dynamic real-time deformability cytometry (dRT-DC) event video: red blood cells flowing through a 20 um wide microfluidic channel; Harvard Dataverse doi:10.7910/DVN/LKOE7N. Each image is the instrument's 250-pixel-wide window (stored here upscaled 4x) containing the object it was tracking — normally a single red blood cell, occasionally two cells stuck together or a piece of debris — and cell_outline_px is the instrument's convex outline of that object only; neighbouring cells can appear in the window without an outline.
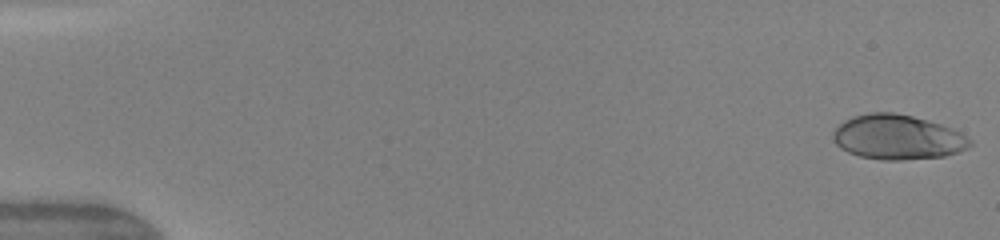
{"species": "human", "species_latin": "Homo sapiens", "temperature_condition": "warm", "stored_images_in_passage": 48, "camera_frame_rate_fps": 3000, "um_per_image_px": 0.085, "donor": {"sex": "female"}, "frame": {"image": 1, "passage_image": 1, "time_ms": 0.0, "image_size_px": [1000, 240], "cell_outline_px": [[972, 144], [968, 148], [944, 156], [900, 160], [880, 160], [860, 156], [848, 152], [840, 148], [836, 144], [832, 136], [832, 132], [844, 120], [852, 116], [872, 112], [892, 112], [912, 116], [928, 120], [952, 128], [960, 132], [972, 140]], "centroid_in_image_um": [76.28, 11.66], "position_along_channel_um": 8.7, "area_um2": 35.72}}
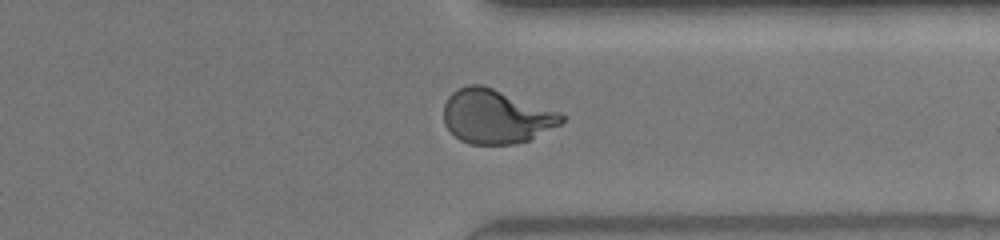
{"frame": {"image": 2, "passage_image": 38, "time_ms": 12.333, "image_size_px": [1000, 240], "cell_outline_px": [[564, 120], [560, 124], [528, 140], [512, 144], [472, 144], [460, 140], [444, 124], [444, 104], [448, 96], [452, 92], [468, 84], [480, 84], [492, 88], [560, 112], [564, 116]], "centroid_in_image_um": [42.14, 9.9], "position_along_channel_um": 369.3, "area_um2": 36.7}}
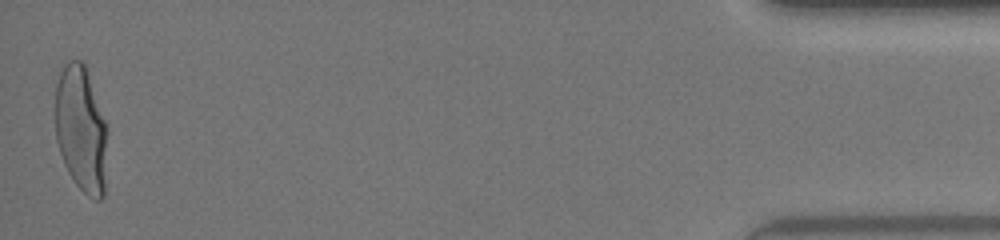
{"frame": {"image": 3, "passage_image": 48, "time_ms": 15.667, "image_size_px": [1000, 240], "cell_outline_px": [[108, 132], [104, 196], [100, 200], [96, 200], [88, 196], [76, 184], [68, 172], [64, 164], [56, 140], [56, 84], [60, 72], [64, 64], [68, 60], [80, 60], [84, 64], [104, 120]], "centroid_in_image_um": [6.9, 11.02], "position_along_channel_um": 428.3, "area_um2": 38.15}, "authors_computed_cell_mechanics": {"area_um2": 36.703, "velocity_mm_per_s": 4.2083, "shape_relaxation_time_tau1_ms": 6.7861, "shape_relaxation_time_tau2_ms": null, "deformation_change_tau1": 0.2695, "deformation_change_tau2": null}}